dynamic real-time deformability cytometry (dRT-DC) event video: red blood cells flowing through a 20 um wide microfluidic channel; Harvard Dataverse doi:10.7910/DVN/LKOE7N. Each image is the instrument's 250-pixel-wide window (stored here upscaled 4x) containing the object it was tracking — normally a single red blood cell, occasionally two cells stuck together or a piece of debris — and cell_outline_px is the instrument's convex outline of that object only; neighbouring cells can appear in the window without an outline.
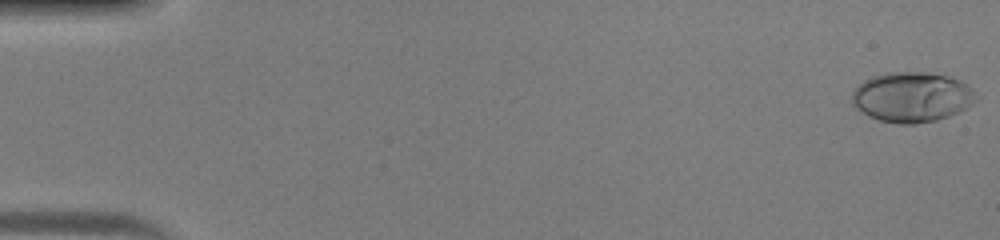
{"species": "human", "species_latin": "Homo sapiens", "temperature_condition": "warm", "stored_images_in_passage": 46, "camera_frame_rate_fps": 3000, "um_per_image_px": 0.085, "donor": {"sex": "male"}, "frame": {"image": 1, "passage_image": 1, "time_ms": 0.0, "image_size_px": [1000, 240], "cell_outline_px": [[980, 100], [968, 108], [960, 112], [936, 120], [916, 124], [900, 124], [880, 120], [868, 116], [856, 108], [852, 104], [852, 92], [864, 80], [872, 76], [884, 72], [928, 72], [948, 76], [960, 80], [968, 84], [980, 96]], "centroid_in_image_um": [77.58, 8.25], "position_along_channel_um": 7.4, "area_um2": 36.82}}
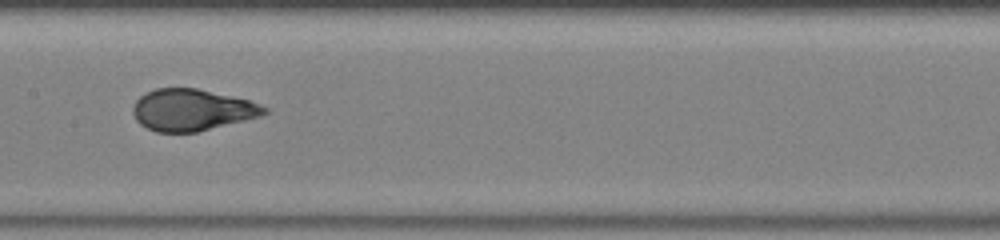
{"frame": {"image": 2, "passage_image": 24, "time_ms": 7.667, "image_size_px": [1000, 240], "cell_outline_px": [[268, 112], [260, 116], [196, 132], [156, 132], [140, 124], [136, 120], [132, 112], [132, 108], [136, 100], [140, 96], [156, 88], [196, 88], [248, 100], [260, 104], [268, 108]], "centroid_in_image_um": [16.29, 9.34], "position_along_channel_um": 191.1, "area_um2": 31.56}}
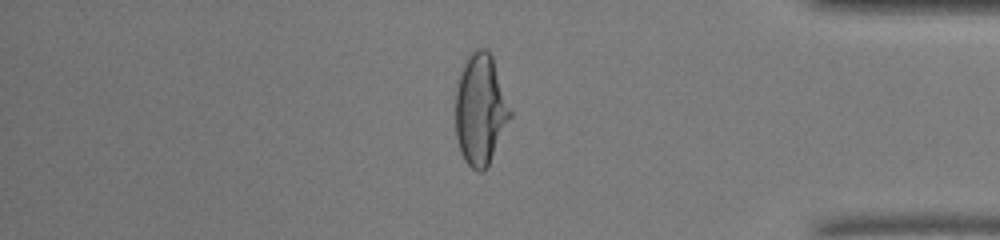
{"frame": {"image": 3, "passage_image": 39, "time_ms": 12.667, "image_size_px": [1000, 240], "cell_outline_px": [[512, 116], [484, 172], [476, 172], [464, 160], [460, 152], [456, 136], [456, 88], [460, 72], [468, 56], [476, 48], [484, 48], [492, 56], [512, 112]], "centroid_in_image_um": [40.83, 9.33], "position_along_channel_um": 394.4, "area_um2": 35.2}}